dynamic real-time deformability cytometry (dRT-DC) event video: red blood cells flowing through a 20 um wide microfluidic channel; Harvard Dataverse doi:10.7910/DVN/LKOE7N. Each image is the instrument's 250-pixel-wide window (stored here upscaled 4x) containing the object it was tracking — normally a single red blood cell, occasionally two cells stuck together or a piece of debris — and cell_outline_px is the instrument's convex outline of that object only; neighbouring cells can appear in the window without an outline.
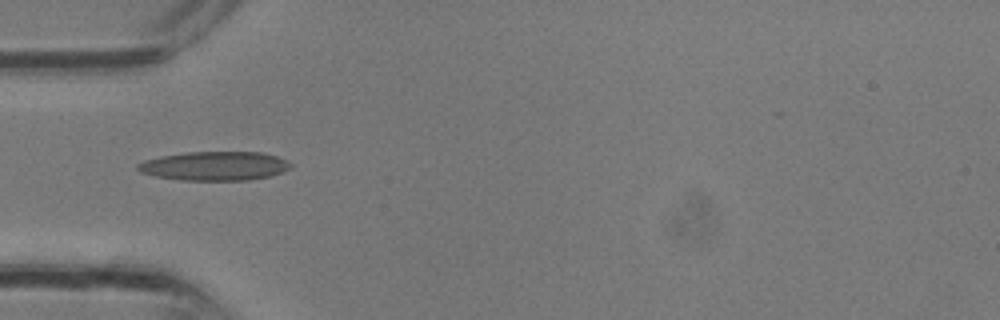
{"species": "common noctule bat (a hibernating species)", "species_latin": "Nyctalus noctula", "temperature_condition": "room temperature", "stored_images_in_passage": 1, "camera_frame_rate_fps": 3000, "um_per_image_px": 0.085, "animal": {"sex": "male", "body_mass_g": 13.3}, "frame": {"image": 1, "passage_image": 1, "time_ms": 0.0, "image_size_px": [1000, 320], "cell_outline_px": [[292, 168], [284, 172], [268, 176], [248, 180], [184, 180], [156, 176], [140, 172], [136, 168], [136, 164], [144, 160], [160, 156], [188, 152], [260, 152], [276, 156], [288, 160], [292, 164]], "centroid_in_image_um": [18.26, 14.1], "position_along_channel_um": 66.7, "area_um2": 25.89}}